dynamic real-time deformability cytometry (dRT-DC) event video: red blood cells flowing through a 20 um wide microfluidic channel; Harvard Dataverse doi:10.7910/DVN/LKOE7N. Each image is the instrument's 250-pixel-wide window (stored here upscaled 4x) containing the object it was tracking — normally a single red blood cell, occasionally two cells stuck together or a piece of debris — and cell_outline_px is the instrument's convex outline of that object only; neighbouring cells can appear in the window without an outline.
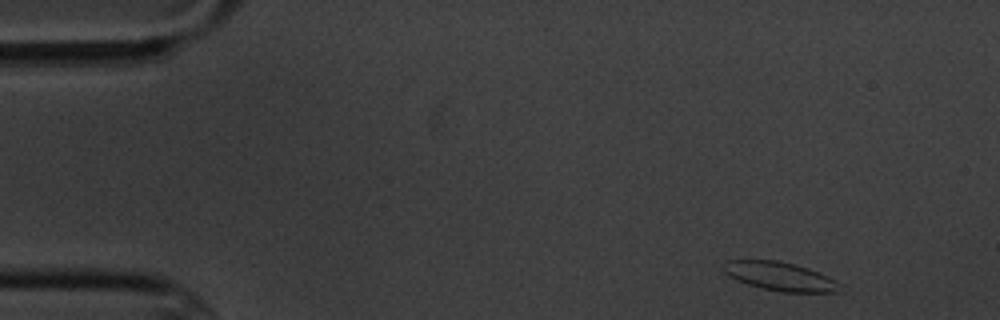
{"species": "common noctule bat (a hibernating species)", "species_latin": "Nyctalus noctula", "temperature_condition": "cold", "stored_images_in_passage": 4, "camera_frame_rate_fps": 3000, "um_per_image_px": 0.085, "animal": {"sex": "male", "body_mass_g": 20.1, "forearm_length_mm": 53.5}, "frame": {"image": 1, "passage_image": 1, "time_ms": 0.0, "image_size_px": [1000, 320], "cell_outline_px": [[840, 284], [836, 292], [784, 292], [764, 288], [748, 284], [736, 280], [728, 276], [724, 272], [724, 260], [776, 260], [808, 268], [828, 276], [836, 280]], "centroid_in_image_um": [66.27, 23.48], "position_along_channel_um": 18.7, "area_um2": 19.19}}